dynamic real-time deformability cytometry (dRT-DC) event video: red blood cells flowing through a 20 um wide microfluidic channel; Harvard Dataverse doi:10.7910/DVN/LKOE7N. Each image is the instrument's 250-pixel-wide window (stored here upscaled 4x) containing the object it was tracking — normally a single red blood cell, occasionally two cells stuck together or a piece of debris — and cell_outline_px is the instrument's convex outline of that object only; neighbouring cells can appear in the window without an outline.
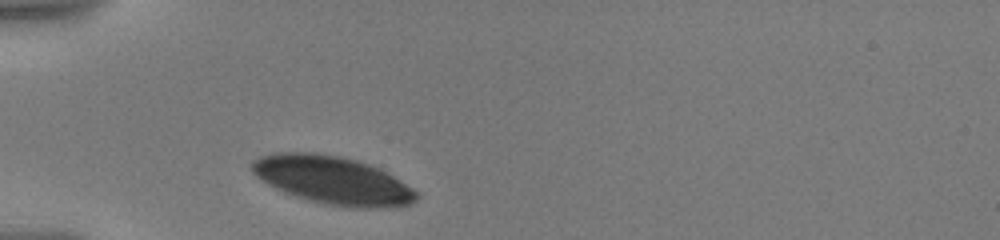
{"species": "human", "species_latin": "Homo sapiens", "temperature_condition": "warm", "stored_images_in_passage": 1, "camera_frame_rate_fps": 3000, "um_per_image_px": 0.085, "donor": {"sex": "male"}, "frame": {"image": 1, "passage_image": 1, "time_ms": 0.0, "image_size_px": [1000, 240], "cell_outline_px": [[420, 196], [412, 204], [384, 208], [348, 208], [324, 204], [308, 200], [284, 192], [260, 180], [252, 172], [252, 160], [260, 156], [272, 152], [316, 152], [340, 156], [356, 160], [380, 168], [420, 192]], "centroid_in_image_um": [28.3, 15.32], "position_along_channel_um": 56.7, "area_um2": 46.59}}